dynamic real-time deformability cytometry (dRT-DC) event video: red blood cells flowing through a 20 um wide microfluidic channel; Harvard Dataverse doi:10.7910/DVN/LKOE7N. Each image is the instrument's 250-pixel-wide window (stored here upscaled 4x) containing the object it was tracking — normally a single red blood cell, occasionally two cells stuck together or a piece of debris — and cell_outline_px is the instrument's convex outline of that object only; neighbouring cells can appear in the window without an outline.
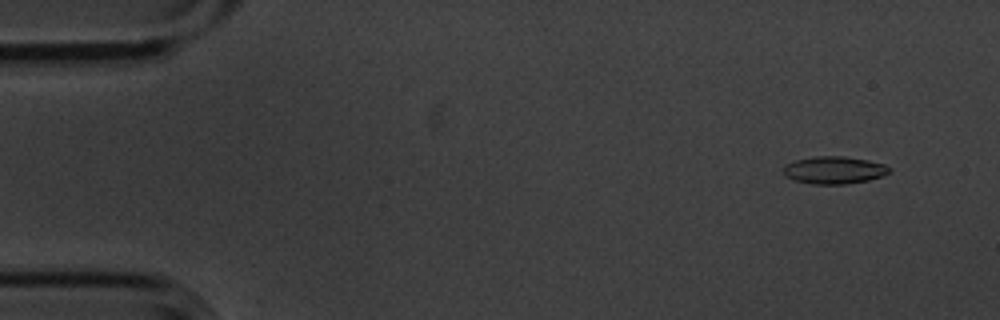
{"species": "common noctule bat (a hibernating species)", "species_latin": "Nyctalus noctula", "temperature_condition": "cold", "stored_images_in_passage": 6, "camera_frame_rate_fps": 3000, "um_per_image_px": 0.085, "animal": {"sex": "male", "body_mass_g": 20.1, "forearm_length_mm": 53.5}, "frame": {"image": 1, "passage_image": 1, "time_ms": 0.0, "image_size_px": [1000, 320], "cell_outline_px": [[888, 172], [880, 176], [868, 180], [844, 184], [812, 184], [796, 180], [784, 176], [784, 164], [796, 160], [816, 156], [844, 156], [868, 160], [884, 164], [888, 168]], "centroid_in_image_um": [70.85, 14.45], "position_along_channel_um": 14.2, "area_um2": 16.7}}
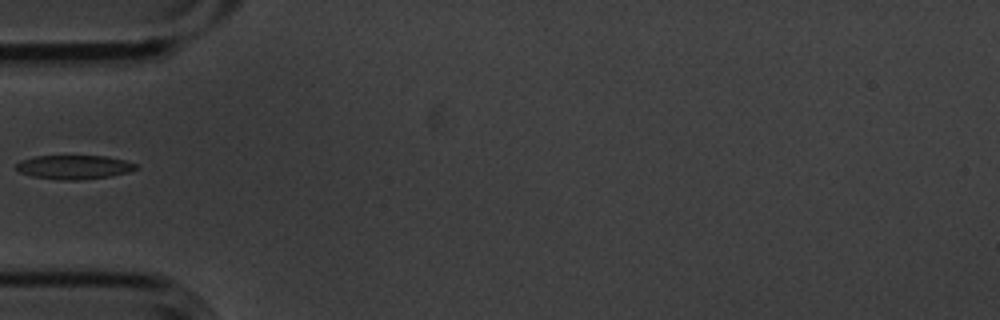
{"frame": {"image": 2, "passage_image": 5, "time_ms": 1.333, "image_size_px": [1000, 320], "cell_outline_px": [[140, 168], [128, 172], [112, 176], [80, 180], [60, 180], [32, 176], [20, 172], [16, 168], [16, 164], [20, 160], [36, 156], [108, 156], [124, 160], [136, 164]], "centroid_in_image_um": [6.32, 14.2], "position_along_channel_um": 78.7, "area_um2": 16.82}}
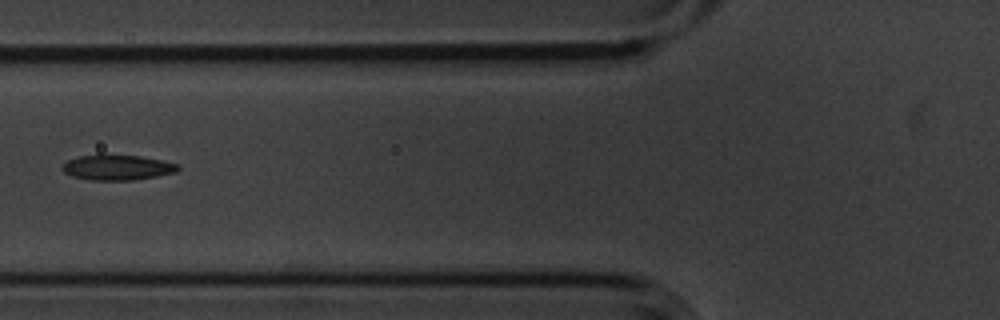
{"frame": {"image": 3, "passage_image": 6, "time_ms": 1.667, "image_size_px": [1000, 320], "cell_outline_px": [[180, 168], [176, 172], [156, 176], [132, 180], [88, 180], [72, 176], [64, 172], [60, 168], [68, 160], [80, 156], [96, 152], [100, 152], [140, 156], [180, 164]], "centroid_in_image_um": [9.93, 14.2], "position_along_channel_um": 115.9, "area_um2": 17.57}}